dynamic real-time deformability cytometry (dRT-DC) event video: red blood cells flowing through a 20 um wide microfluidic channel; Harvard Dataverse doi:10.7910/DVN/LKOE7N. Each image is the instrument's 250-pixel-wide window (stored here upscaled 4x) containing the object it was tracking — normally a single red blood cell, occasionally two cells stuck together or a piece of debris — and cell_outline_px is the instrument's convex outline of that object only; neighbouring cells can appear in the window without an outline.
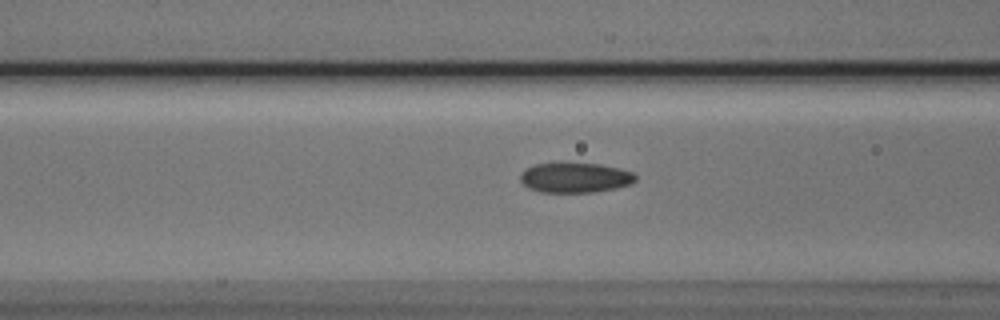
{"species": "Egyptian fruit bat (a non-hibernating species)", "species_latin": "Rousettus aegyptiacus", "temperature_condition": "cold", "stored_images_in_passage": 20, "camera_frame_rate_fps": 3000, "um_per_image_px": 0.085, "animal": {"sex": "male"}, "frame": {"image": 1, "passage_image": 18, "time_ms": 5.667, "image_size_px": [1000, 320], "cell_outline_px": [[636, 180], [632, 184], [616, 188], [592, 192], [540, 192], [528, 188], [520, 180], [520, 172], [524, 168], [536, 164], [560, 160], [600, 164], [620, 168], [632, 172], [636, 176]], "centroid_in_image_um": [48.84, 15.05], "position_along_channel_um": 117.8, "area_um2": 20.98}}